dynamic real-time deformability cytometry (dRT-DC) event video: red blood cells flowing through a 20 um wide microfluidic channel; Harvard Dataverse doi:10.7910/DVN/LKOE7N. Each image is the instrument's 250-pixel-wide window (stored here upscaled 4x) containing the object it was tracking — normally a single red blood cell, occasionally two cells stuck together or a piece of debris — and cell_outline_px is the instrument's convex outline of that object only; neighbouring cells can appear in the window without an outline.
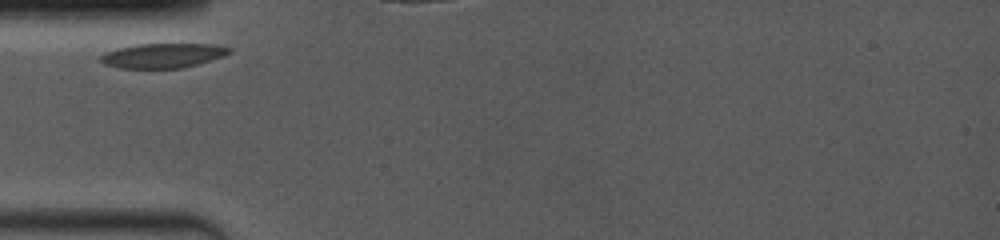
{"species": "common noctule bat (a hibernating species)", "species_latin": "Nyctalus noctula", "temperature_condition": "room temperature", "stored_images_in_passage": 20, "camera_frame_rate_fps": 4000, "um_per_image_px": 0.085, "animal": {"sex": "female", "body_mass_g": 19.0, "forearm_length_mm": 53.3}, "frame": {"image": 1, "passage_image": 1, "time_ms": 0.0, "image_size_px": [1000, 240], "cell_outline_px": [[232, 52], [224, 56], [196, 64], [180, 68], [116, 68], [104, 64], [100, 60], [100, 56], [108, 52], [120, 48], [136, 44], [212, 44], [232, 48]], "centroid_in_image_um": [13.86, 4.72], "position_along_channel_um": 71.1, "area_um2": 18.26}}
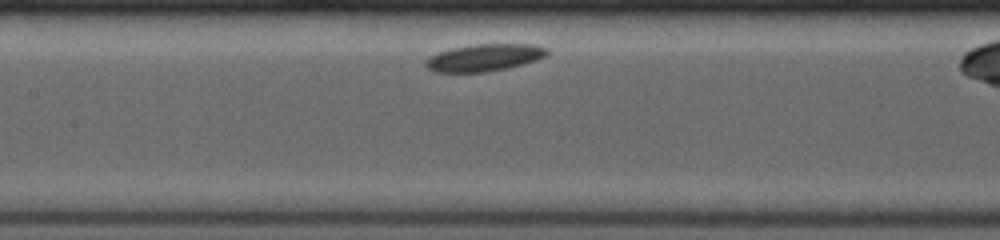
{"frame": {"image": 2, "passage_image": 8, "time_ms": 2.75, "image_size_px": [1000, 240], "cell_outline_px": [[548, 52], [544, 56], [536, 60], [508, 68], [488, 72], [432, 72], [424, 64], [424, 60], [428, 56], [436, 52], [452, 48], [472, 44], [532, 44], [548, 48]], "centroid_in_image_um": [41.1, 4.89], "position_along_channel_um": 166.3, "area_um2": 19.42}}
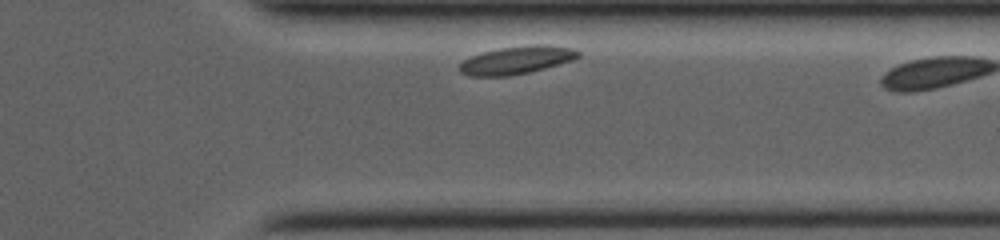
{"frame": {"image": 3, "passage_image": 18, "time_ms": 8.5, "image_size_px": [1000, 240], "cell_outline_px": [[580, 56], [572, 60], [544, 68], [528, 72], [508, 76], [468, 76], [460, 72], [460, 64], [464, 60], [472, 56], [484, 52], [500, 48], [532, 44], [544, 44], [572, 48], [580, 52]], "centroid_in_image_um": [43.92, 5.1], "position_along_channel_um": 367.5, "area_um2": 19.07}}